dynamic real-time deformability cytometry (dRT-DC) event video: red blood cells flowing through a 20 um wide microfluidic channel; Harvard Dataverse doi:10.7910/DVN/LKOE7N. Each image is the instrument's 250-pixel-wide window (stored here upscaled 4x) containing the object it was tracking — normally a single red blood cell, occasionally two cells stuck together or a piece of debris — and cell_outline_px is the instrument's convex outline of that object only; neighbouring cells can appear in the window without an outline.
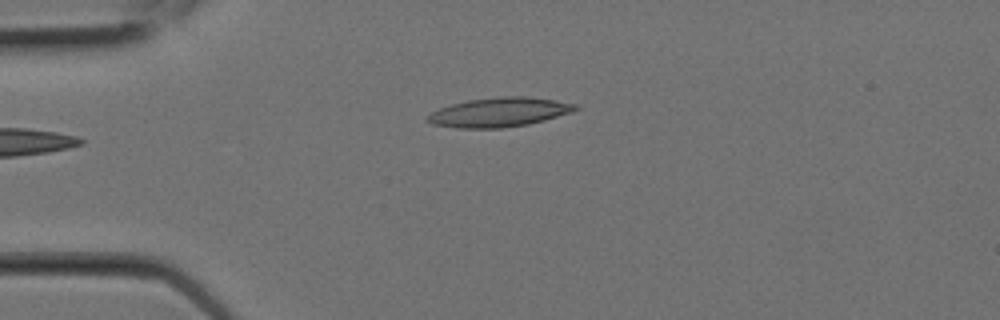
{"species": "Egyptian fruit bat (a non-hibernating species)", "species_latin": "Rousettus aegyptiacus", "temperature_condition": "room temperature", "stored_images_in_passage": 2, "camera_frame_rate_fps": 3000, "um_per_image_px": 0.085, "animal": {"sex": "female"}, "frame": {"image": 1, "passage_image": 2, "time_ms": 0.333, "image_size_px": [1000, 320], "cell_outline_px": [[580, 108], [572, 112], [544, 120], [528, 124], [500, 128], [456, 128], [432, 124], [424, 120], [424, 116], [440, 108], [452, 104], [468, 100], [500, 96], [528, 96], [556, 100], [580, 104]], "centroid_in_image_um": [42.44, 9.53], "position_along_channel_um": 42.6, "area_um2": 25.49}}